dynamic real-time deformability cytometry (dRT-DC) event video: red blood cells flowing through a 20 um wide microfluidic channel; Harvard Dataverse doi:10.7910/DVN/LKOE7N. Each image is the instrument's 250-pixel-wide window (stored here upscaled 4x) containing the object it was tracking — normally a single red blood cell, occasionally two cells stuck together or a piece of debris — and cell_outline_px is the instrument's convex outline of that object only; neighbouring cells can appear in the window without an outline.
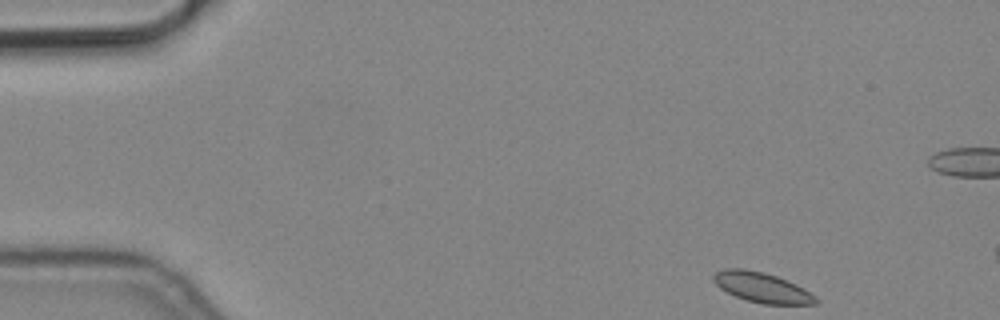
{"species": "common noctule bat (a hibernating species)", "species_latin": "Nyctalus noctula", "temperature_condition": "cold", "stored_images_in_passage": 3, "camera_frame_rate_fps": 3000, "um_per_image_px": 0.085, "animal": {"sex": "male", "body_mass_g": 19.2, "forearm_length_mm": 51.8}, "frame": {"image": 1, "passage_image": 1, "time_ms": 0.0, "image_size_px": [1000, 320], "cell_outline_px": [[820, 304], [764, 304], [748, 300], [736, 296], [720, 288], [712, 280], [712, 276], [716, 272], [724, 268], [744, 268], [764, 272], [788, 280], [804, 288], [816, 296], [820, 300]], "centroid_in_image_um": [64.8, 24.42], "position_along_channel_um": 20.2, "area_um2": 18.03}}